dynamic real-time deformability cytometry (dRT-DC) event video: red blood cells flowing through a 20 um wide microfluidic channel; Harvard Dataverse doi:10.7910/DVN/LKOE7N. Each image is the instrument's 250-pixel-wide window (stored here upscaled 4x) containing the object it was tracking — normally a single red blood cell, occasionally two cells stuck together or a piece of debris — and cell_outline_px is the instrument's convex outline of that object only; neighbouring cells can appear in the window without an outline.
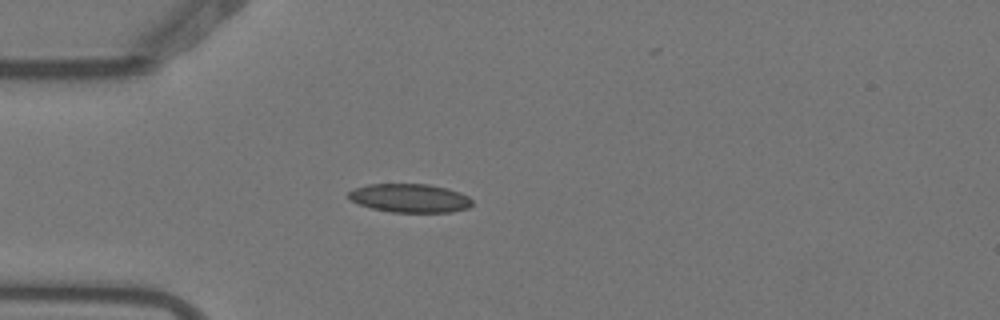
{"species": "Egyptian fruit bat (a non-hibernating species)", "species_latin": "Rousettus aegyptiacus", "temperature_condition": "warm", "stored_images_in_passage": 4, "camera_frame_rate_fps": 3000, "um_per_image_px": 0.085, "animal": {"sex": "female"}, "frame": {"image": 1, "passage_image": 4, "time_ms": 1.0, "image_size_px": [1000, 320], "cell_outline_px": [[472, 204], [468, 208], [452, 212], [392, 212], [372, 208], [360, 204], [352, 200], [348, 196], [348, 192], [356, 188], [368, 184], [428, 184], [448, 188], [460, 192], [468, 196], [472, 200]], "centroid_in_image_um": [34.88, 16.83], "position_along_channel_um": 50.1, "area_um2": 20.58}}